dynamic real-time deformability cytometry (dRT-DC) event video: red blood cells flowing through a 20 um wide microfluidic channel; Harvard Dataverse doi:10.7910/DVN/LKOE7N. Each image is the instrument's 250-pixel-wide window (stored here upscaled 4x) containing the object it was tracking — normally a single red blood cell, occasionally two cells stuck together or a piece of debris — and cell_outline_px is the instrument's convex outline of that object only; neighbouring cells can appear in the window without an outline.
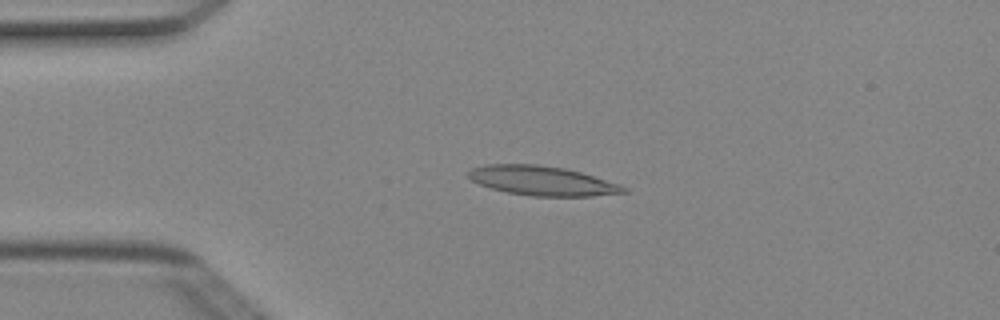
{"species": "Egyptian fruit bat (a non-hibernating species)", "species_latin": "Rousettus aegyptiacus", "temperature_condition": "cold", "stored_images_in_passage": 4, "camera_frame_rate_fps": 3000, "um_per_image_px": 0.085, "animal": {"sex": "female"}, "frame": {"image": 1, "passage_image": 3, "time_ms": 0.667, "image_size_px": [1000, 320], "cell_outline_px": [[628, 192], [592, 196], [532, 196], [508, 192], [492, 188], [480, 184], [472, 180], [468, 176], [468, 172], [472, 168], [484, 164], [536, 164], [564, 168], [580, 172], [620, 184], [628, 188]], "centroid_in_image_um": [46.1, 15.36], "position_along_channel_um": 38.9, "area_um2": 26.47}}